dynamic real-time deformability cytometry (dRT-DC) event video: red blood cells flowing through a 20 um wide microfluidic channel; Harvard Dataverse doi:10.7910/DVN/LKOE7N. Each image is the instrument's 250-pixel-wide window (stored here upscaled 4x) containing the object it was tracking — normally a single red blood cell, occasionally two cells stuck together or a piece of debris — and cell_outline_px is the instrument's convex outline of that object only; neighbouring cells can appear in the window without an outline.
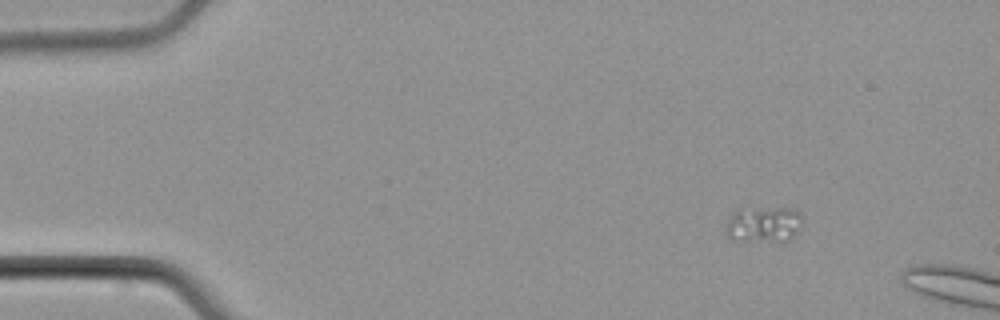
{"species": "common noctule bat (a hibernating species)", "species_latin": "Nyctalus noctula", "temperature_condition": "cold", "stored_images_in_passage": 6, "camera_frame_rate_fps": 3000, "um_per_image_px": 0.085, "animal": {"sex": "male", "body_mass_g": 21.5, "forearm_length_mm": 52.0}, "frame": {"image": 1, "passage_image": 1, "time_ms": 0.0, "image_size_px": [1000, 320], "cell_outline_px": [[800, 224], [796, 232], [788, 240], [780, 244], [732, 240], [728, 236], [724, 228], [728, 216], [740, 208], [792, 208], [800, 212]], "centroid_in_image_um": [64.85, 19.11], "position_along_channel_um": 20.2, "area_um2": 16.65}}
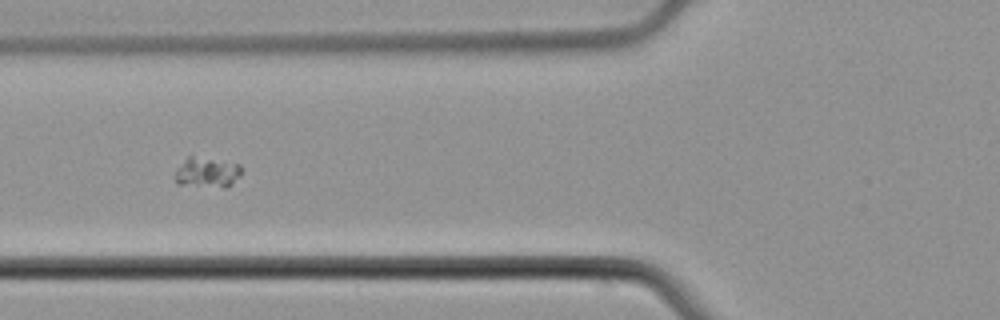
{"frame": {"image": 2, "passage_image": 5, "time_ms": 5.0, "image_size_px": [1000, 320], "cell_outline_px": [[240, 176], [232, 184], [224, 188], [180, 184], [176, 180], [176, 168], [188, 156], [192, 156], [240, 164]], "centroid_in_image_um": [17.61, 14.66], "position_along_channel_um": 108.2, "area_um2": 11.5}}
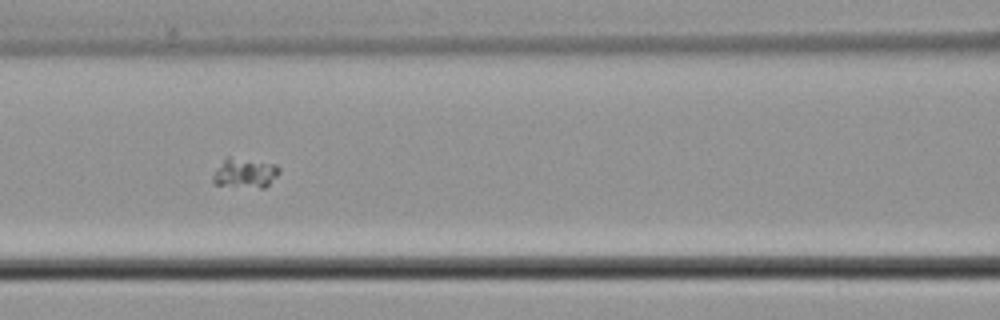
{"frame": {"image": 3, "passage_image": 6, "time_ms": 6.0, "image_size_px": [1000, 320], "cell_outline_px": [[280, 172], [264, 188], [260, 188], [216, 184], [212, 180], [212, 176], [216, 168], [228, 156], [276, 164], [280, 168]], "centroid_in_image_um": [20.82, 14.7], "position_along_channel_um": 145.8, "area_um2": 11.33}}